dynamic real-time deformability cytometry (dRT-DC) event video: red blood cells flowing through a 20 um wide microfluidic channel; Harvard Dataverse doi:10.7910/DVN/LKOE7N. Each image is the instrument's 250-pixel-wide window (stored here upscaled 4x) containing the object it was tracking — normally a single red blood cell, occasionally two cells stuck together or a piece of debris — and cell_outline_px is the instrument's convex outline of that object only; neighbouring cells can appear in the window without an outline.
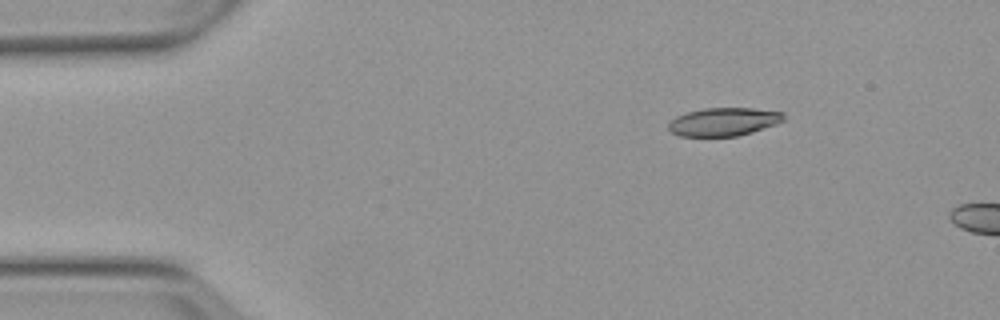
{"species": "Egyptian fruit bat (a non-hibernating species)", "species_latin": "Rousettus aegyptiacus", "temperature_condition": "warm", "stored_images_in_passage": 2, "camera_frame_rate_fps": 3000, "um_per_image_px": 0.085, "animal": {"sex": "female"}, "frame": {"image": 1, "passage_image": 2, "time_ms": 1.333, "image_size_px": [1000, 320], "cell_outline_px": [[784, 120], [776, 124], [752, 132], [736, 136], [680, 136], [672, 132], [668, 128], [668, 124], [676, 116], [688, 112], [704, 108], [752, 108], [784, 112]], "centroid_in_image_um": [61.52, 10.35], "position_along_channel_um": 23.5, "area_um2": 18.84}}